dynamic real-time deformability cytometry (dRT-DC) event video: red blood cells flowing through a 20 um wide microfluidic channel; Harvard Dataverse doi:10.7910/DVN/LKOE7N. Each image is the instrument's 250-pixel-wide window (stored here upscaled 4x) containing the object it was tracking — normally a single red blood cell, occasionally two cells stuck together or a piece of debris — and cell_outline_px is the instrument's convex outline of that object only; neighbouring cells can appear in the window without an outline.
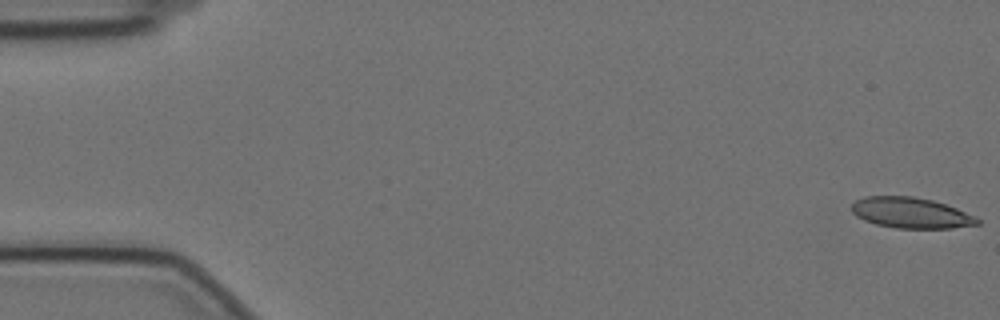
{"species": "Egyptian fruit bat (a non-hibernating species)", "species_latin": "Rousettus aegyptiacus", "temperature_condition": "cold", "stored_images_in_passage": 57, "camera_frame_rate_fps": 3000, "um_per_image_px": 0.085, "animal": {"sex": "female"}, "frame": {"image": 1, "passage_image": 1, "time_ms": 0.0, "image_size_px": [1000, 320], "cell_outline_px": [[980, 224], [952, 228], [896, 228], [876, 224], [864, 220], [856, 216], [852, 212], [852, 204], [856, 200], [864, 196], [912, 196], [932, 200], [956, 208], [976, 216], [980, 220]], "centroid_in_image_um": [77.43, 18.09], "position_along_channel_um": 7.6, "area_um2": 22.48}}
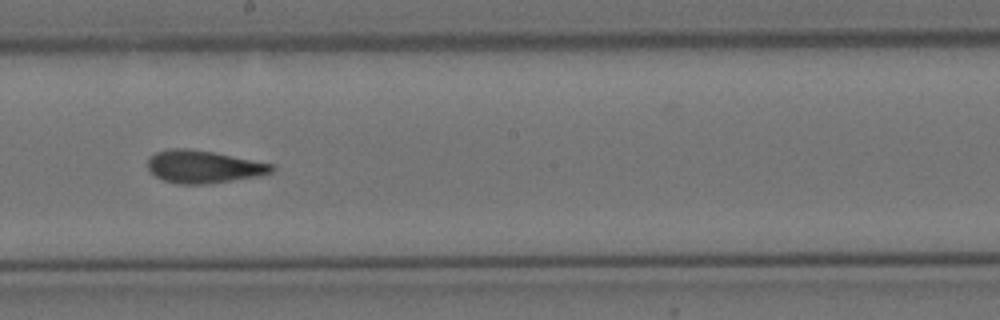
{"frame": {"image": 2, "passage_image": 32, "time_ms": 10.333, "image_size_px": [1000, 320], "cell_outline_px": [[276, 168], [272, 172], [256, 176], [232, 180], [204, 184], [176, 184], [164, 180], [156, 176], [148, 168], [148, 160], [156, 152], [168, 148], [188, 148], [212, 152], [272, 164]], "centroid_in_image_um": [17.27, 14.17], "position_along_channel_um": 230.9, "area_um2": 23.24}}
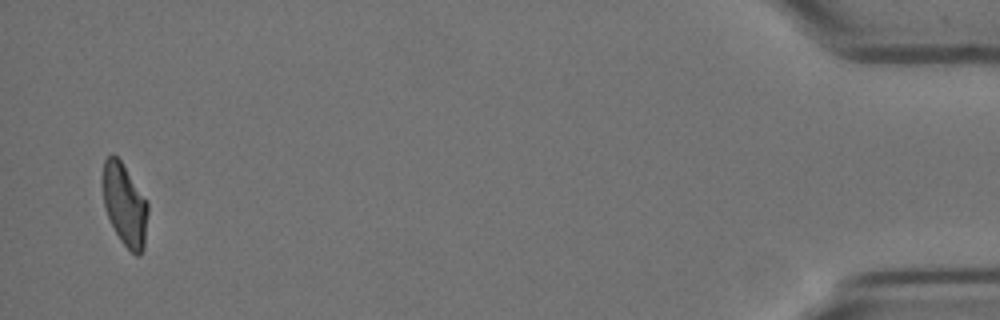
{"frame": {"image": 3, "passage_image": 56, "time_ms": 18.333, "image_size_px": [1000, 320], "cell_outline_px": [[148, 212], [144, 248], [140, 256], [136, 256], [120, 240], [108, 216], [104, 204], [100, 184], [104, 160], [112, 152], [120, 160], [148, 204]], "centroid_in_image_um": [10.57, 17.39], "position_along_channel_um": 424.6, "area_um2": 21.62}}